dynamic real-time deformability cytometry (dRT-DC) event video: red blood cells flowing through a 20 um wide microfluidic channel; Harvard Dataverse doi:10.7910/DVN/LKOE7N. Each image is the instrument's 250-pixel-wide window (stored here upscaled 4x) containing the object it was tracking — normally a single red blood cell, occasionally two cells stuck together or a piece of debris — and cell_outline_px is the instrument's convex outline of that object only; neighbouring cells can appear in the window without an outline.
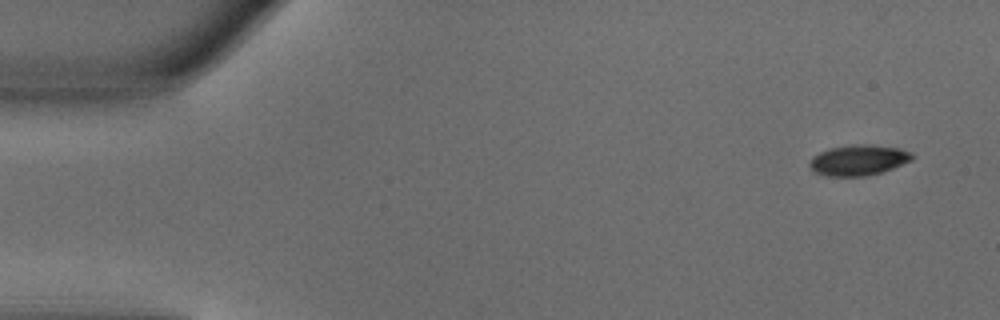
{"species": "common noctule bat (a hibernating species)", "species_latin": "Nyctalus noctula", "temperature_condition": "warm", "stored_images_in_passage": 11, "camera_frame_rate_fps": 3000, "um_per_image_px": 0.085, "animal": {"sex": "male", "body_mass_g": 18.8}, "frame": {"image": 1, "passage_image": 1, "time_ms": 0.0, "image_size_px": [1000, 320], "cell_outline_px": [[912, 160], [892, 168], [880, 172], [864, 176], [828, 176], [816, 172], [808, 164], [820, 152], [832, 148], [852, 144], [864, 144], [900, 148], [912, 152]], "centroid_in_image_um": [73.0, 13.6], "position_along_channel_um": 12.0, "area_um2": 17.86}}